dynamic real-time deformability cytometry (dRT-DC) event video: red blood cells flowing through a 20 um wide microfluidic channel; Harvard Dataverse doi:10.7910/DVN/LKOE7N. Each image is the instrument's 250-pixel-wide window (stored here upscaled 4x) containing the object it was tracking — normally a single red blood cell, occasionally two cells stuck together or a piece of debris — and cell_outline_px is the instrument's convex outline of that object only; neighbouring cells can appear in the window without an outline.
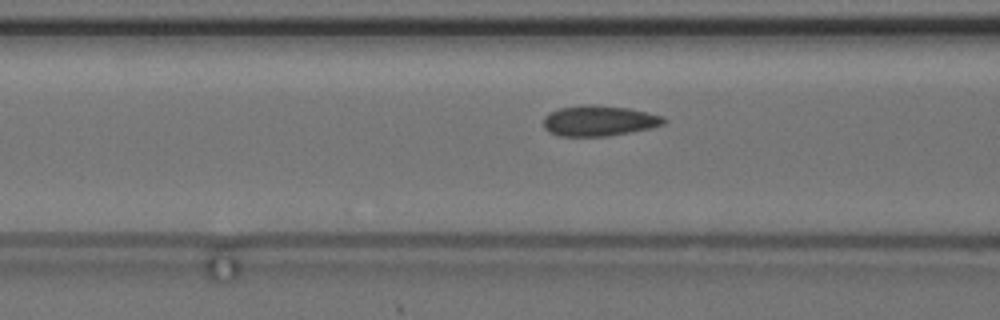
{"species": "common noctule bat (a hibernating species)", "species_latin": "Nyctalus noctula", "temperature_condition": "cold", "stored_images_in_passage": 16, "camera_frame_rate_fps": 3000, "um_per_image_px": 0.085, "animal": {"sex": "female", "body_mass_g": 24.6, "forearm_length_mm": 56.2}, "frame": {"image": 1, "passage_image": 14, "time_ms": 4.333, "image_size_px": [1000, 320], "cell_outline_px": [[668, 120], [664, 124], [652, 128], [608, 136], [560, 136], [548, 132], [544, 128], [544, 116], [560, 108], [584, 104], [596, 104], [628, 108], [664, 116]], "centroid_in_image_um": [50.94, 10.26], "position_along_channel_um": 115.7, "area_um2": 21.56}}